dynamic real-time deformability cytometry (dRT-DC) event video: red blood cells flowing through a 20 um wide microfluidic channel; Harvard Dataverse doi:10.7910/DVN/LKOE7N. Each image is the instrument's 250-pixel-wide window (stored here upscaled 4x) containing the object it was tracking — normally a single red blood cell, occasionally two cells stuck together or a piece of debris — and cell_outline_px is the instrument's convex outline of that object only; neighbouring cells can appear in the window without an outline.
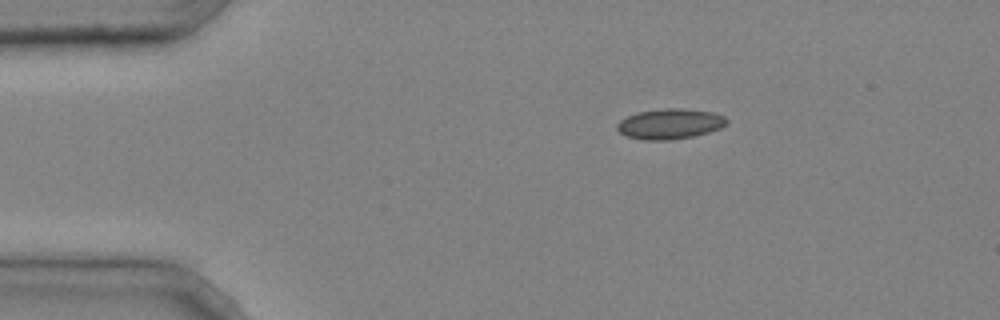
{"species": "common noctule bat (a hibernating species)", "species_latin": "Nyctalus noctula", "temperature_condition": "cold", "stored_images_in_passage": 4, "camera_frame_rate_fps": 3000, "um_per_image_px": 0.085, "animal": {"sex": "male", "body_mass_g": 20.4}, "frame": {"image": 1, "passage_image": 1, "time_ms": 0.0, "image_size_px": [1000, 320], "cell_outline_px": [[728, 120], [720, 128], [708, 132], [692, 136], [672, 140], [644, 140], [628, 136], [620, 132], [616, 128], [616, 124], [620, 120], [636, 112], [664, 108], [680, 108], [712, 112], [724, 116]], "centroid_in_image_um": [56.91, 10.52], "position_along_channel_um": 28.1, "area_um2": 19.25}}
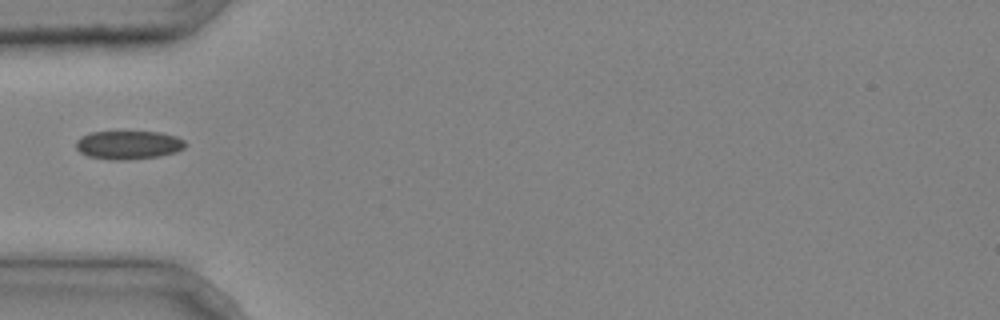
{"frame": {"image": 2, "passage_image": 3, "time_ms": 0.667, "image_size_px": [1000, 320], "cell_outline_px": [[188, 144], [184, 148], [176, 152], [160, 156], [128, 160], [108, 160], [88, 156], [80, 152], [76, 148], [76, 140], [80, 136], [92, 132], [160, 132], [176, 136], [184, 140]], "centroid_in_image_um": [10.92, 12.33], "position_along_channel_um": 74.1, "area_um2": 18.38}}